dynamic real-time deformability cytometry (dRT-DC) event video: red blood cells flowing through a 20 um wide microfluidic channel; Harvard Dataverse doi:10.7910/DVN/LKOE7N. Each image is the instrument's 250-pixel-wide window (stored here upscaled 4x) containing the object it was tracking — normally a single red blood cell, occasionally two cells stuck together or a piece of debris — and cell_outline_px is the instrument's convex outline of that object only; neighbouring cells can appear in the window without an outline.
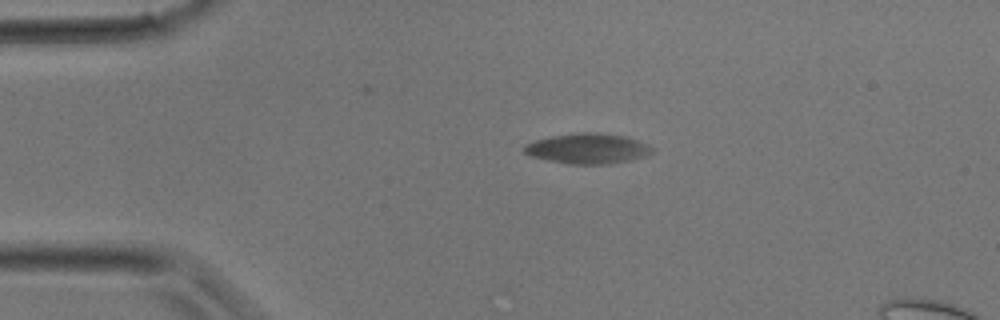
{"species": "common noctule bat (a hibernating species)", "species_latin": "Nyctalus noctula", "temperature_condition": "room temperature", "stored_images_in_passage": 32, "camera_frame_rate_fps": 3000, "um_per_image_px": 0.085, "animal": {"sex": "male", "body_mass_g": 17.9}, "frame": {"image": 1, "passage_image": 1, "time_ms": 0.0, "image_size_px": [1000, 320], "cell_outline_px": [[652, 152], [644, 156], [632, 160], [608, 164], [568, 164], [548, 160], [532, 156], [524, 152], [524, 144], [536, 140], [552, 136], [580, 132], [596, 132], [628, 136], [648, 144], [652, 148]], "centroid_in_image_um": [49.98, 12.62], "position_along_channel_um": 35.0, "area_um2": 22.6}}
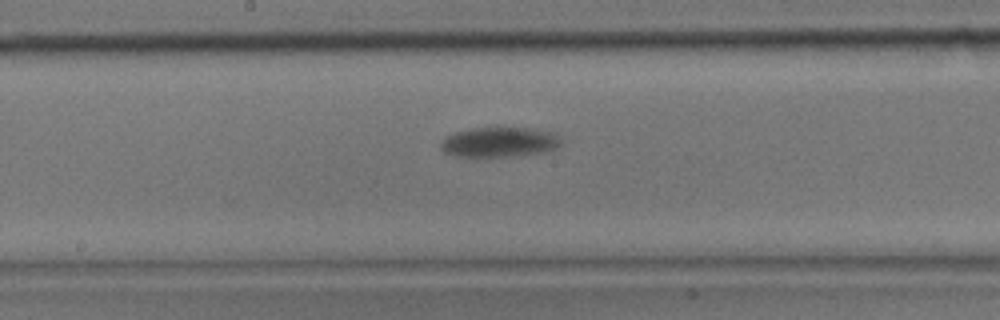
{"frame": {"image": 2, "passage_image": 14, "time_ms": 4.333, "image_size_px": [1000, 320], "cell_outline_px": [[560, 144], [556, 148], [544, 152], [516, 156], [456, 156], [444, 152], [440, 148], [440, 140], [444, 136], [456, 132], [472, 128], [528, 128], [556, 132], [560, 136]], "centroid_in_image_um": [42.44, 12.07], "position_along_channel_um": 205.8, "area_um2": 21.1}}
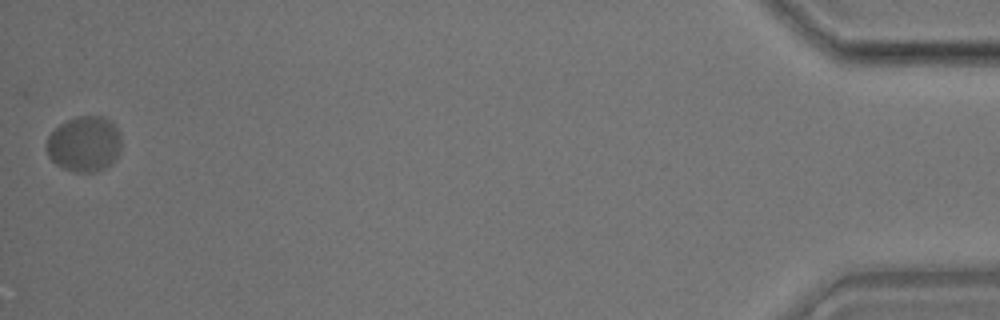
{"frame": {"image": 3, "passage_image": 32, "time_ms": 10.333, "image_size_px": [1000, 320], "cell_outline_px": [[120, 148], [116, 160], [112, 164], [96, 172], [76, 172], [64, 168], [56, 164], [48, 156], [44, 144], [48, 136], [60, 124], [76, 116], [104, 116], [120, 132]], "centroid_in_image_um": [7.15, 12.25], "position_along_channel_um": 428.0, "area_um2": 24.33}}